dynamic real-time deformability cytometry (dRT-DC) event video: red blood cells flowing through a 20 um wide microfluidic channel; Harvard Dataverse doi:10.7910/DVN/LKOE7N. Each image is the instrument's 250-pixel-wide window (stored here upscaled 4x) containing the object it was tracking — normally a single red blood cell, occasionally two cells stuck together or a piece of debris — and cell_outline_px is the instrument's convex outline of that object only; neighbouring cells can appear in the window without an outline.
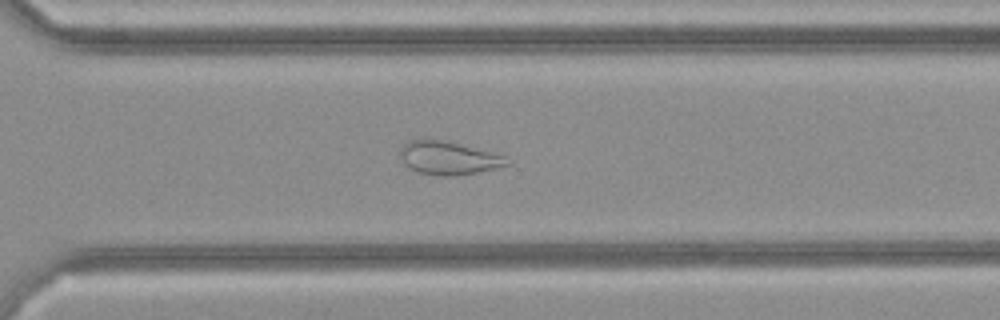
{"species": "common noctule bat (a hibernating species)", "species_latin": "Nyctalus noctula", "temperature_condition": "cold", "stored_images_in_passage": 36, "camera_frame_rate_fps": 3000, "um_per_image_px": 0.085, "animal": {"sex": "female", "body_mass_g": 21.9}, "frame": {"image": 1, "passage_image": 26, "time_ms": 8.333, "image_size_px": [1000, 320], "cell_outline_px": [[512, 164], [496, 168], [476, 172], [452, 176], [440, 176], [416, 172], [408, 168], [404, 164], [400, 156], [400, 148], [408, 140], [420, 136], [428, 136], [448, 140], [504, 156], [512, 160]], "centroid_in_image_um": [38.05, 13.38], "position_along_channel_um": 332.5, "area_um2": 21.5}}
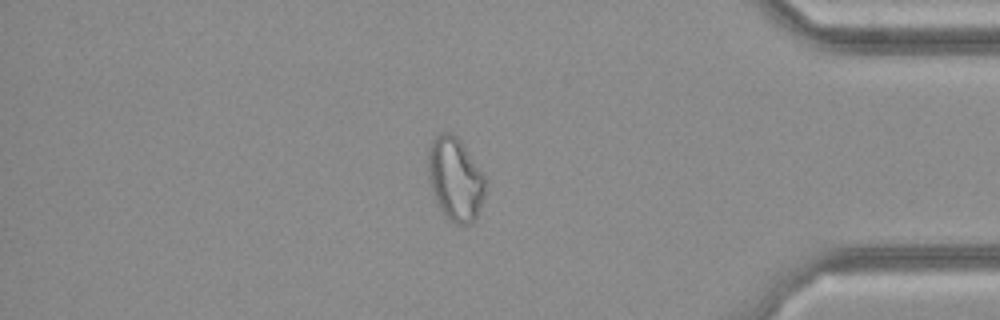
{"frame": {"image": 2, "passage_image": 31, "time_ms": 10.0, "image_size_px": [1000, 320], "cell_outline_px": [[484, 192], [476, 220], [472, 224], [456, 224], [440, 208], [436, 200], [428, 176], [428, 148], [432, 140], [436, 136], [444, 132], [452, 132], [460, 140], [484, 176]], "centroid_in_image_um": [38.68, 15.2], "position_along_channel_um": 396.5, "area_um2": 27.17}}